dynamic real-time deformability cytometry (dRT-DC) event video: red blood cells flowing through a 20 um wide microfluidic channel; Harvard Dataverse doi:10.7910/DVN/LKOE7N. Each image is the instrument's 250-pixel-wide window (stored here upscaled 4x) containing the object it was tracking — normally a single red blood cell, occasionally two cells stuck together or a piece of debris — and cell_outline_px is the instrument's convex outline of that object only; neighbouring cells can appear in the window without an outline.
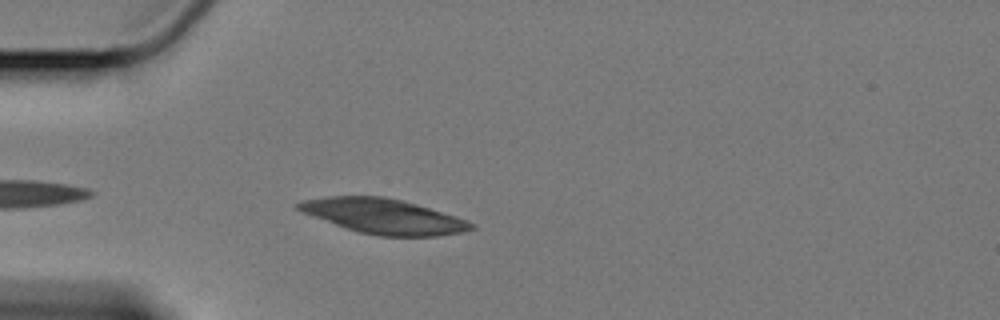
{"species": "Egyptian fruit bat (a non-hibernating species)", "species_latin": "Rousettus aegyptiacus", "temperature_condition": "cold", "stored_images_in_passage": 20, "camera_frame_rate_fps": 3000, "um_per_image_px": 0.085, "animal": {"sex": "female"}, "frame": {"image": 1, "passage_image": 4, "time_ms": 1.0, "image_size_px": [1000, 320], "cell_outline_px": [[476, 228], [464, 232], [436, 236], [380, 236], [360, 232], [300, 212], [296, 208], [296, 204], [300, 200], [328, 196], [384, 196], [416, 204], [456, 216], [476, 224]], "centroid_in_image_um": [32.61, 18.37], "position_along_channel_um": 52.4, "area_um2": 34.97}}
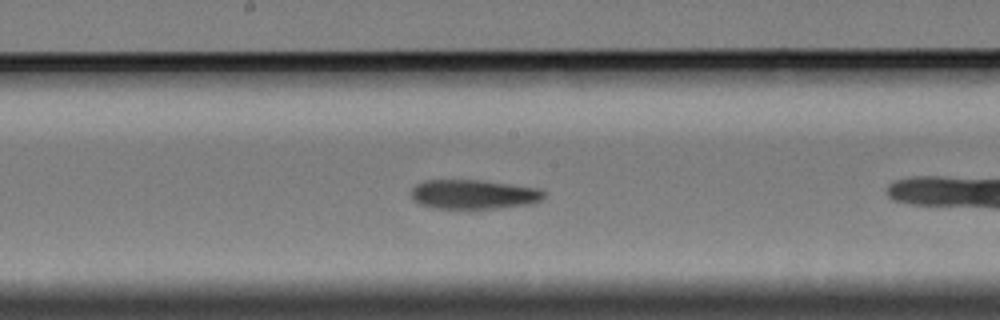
{"frame": {"image": 2, "passage_image": 15, "time_ms": 4.667, "image_size_px": [1000, 320], "cell_outline_px": [[544, 196], [540, 200], [532, 204], [468, 212], [432, 208], [420, 204], [412, 196], [412, 188], [416, 184], [428, 180], [480, 180], [536, 188], [544, 192]], "centroid_in_image_um": [40.23, 16.58], "position_along_channel_um": 208.0, "area_um2": 23.41}}
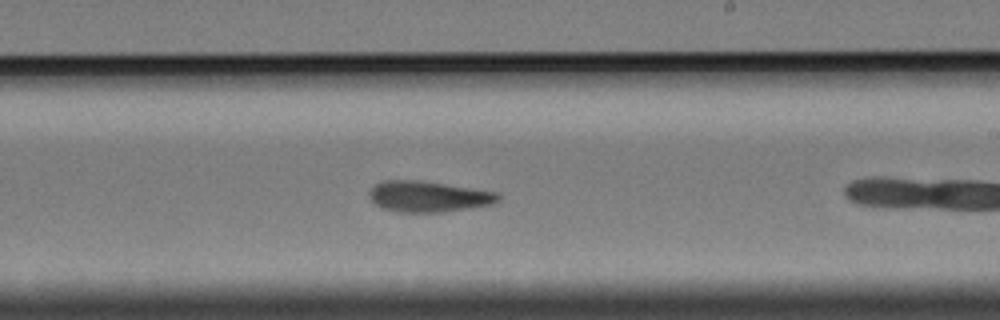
{"frame": {"image": 3, "passage_image": 19, "time_ms": 6.0, "image_size_px": [1000, 320], "cell_outline_px": [[500, 200], [492, 204], [444, 212], [396, 212], [380, 208], [368, 196], [368, 192], [376, 184], [384, 180], [416, 180], [444, 184], [496, 192], [500, 196]], "centroid_in_image_um": [36.37, 16.71], "position_along_channel_um": 252.6, "area_um2": 23.06}}